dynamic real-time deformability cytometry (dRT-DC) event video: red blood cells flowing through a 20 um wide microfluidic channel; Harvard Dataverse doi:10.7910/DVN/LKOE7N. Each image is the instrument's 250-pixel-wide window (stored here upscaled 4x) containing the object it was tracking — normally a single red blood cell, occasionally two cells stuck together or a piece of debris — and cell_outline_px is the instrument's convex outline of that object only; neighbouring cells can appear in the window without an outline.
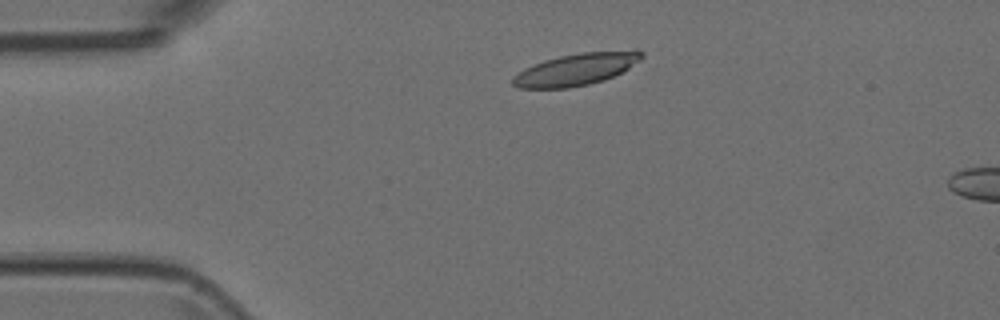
{"species": "Egyptian fruit bat (a non-hibernating species)", "species_latin": "Rousettus aegyptiacus", "temperature_condition": "room temperature", "stored_images_in_passage": 3, "camera_frame_rate_fps": 3000, "um_per_image_px": 0.085, "animal": {"sex": "female"}, "frame": {"image": 1, "passage_image": 2, "time_ms": 0.333, "image_size_px": [1000, 320], "cell_outline_px": [[644, 56], [640, 60], [628, 68], [604, 80], [588, 84], [568, 88], [520, 88], [512, 84], [512, 76], [524, 68], [544, 60], [560, 56], [580, 52], [636, 48], [644, 52]], "centroid_in_image_um": [49.02, 5.86], "position_along_channel_um": 36.0, "area_um2": 24.33}}